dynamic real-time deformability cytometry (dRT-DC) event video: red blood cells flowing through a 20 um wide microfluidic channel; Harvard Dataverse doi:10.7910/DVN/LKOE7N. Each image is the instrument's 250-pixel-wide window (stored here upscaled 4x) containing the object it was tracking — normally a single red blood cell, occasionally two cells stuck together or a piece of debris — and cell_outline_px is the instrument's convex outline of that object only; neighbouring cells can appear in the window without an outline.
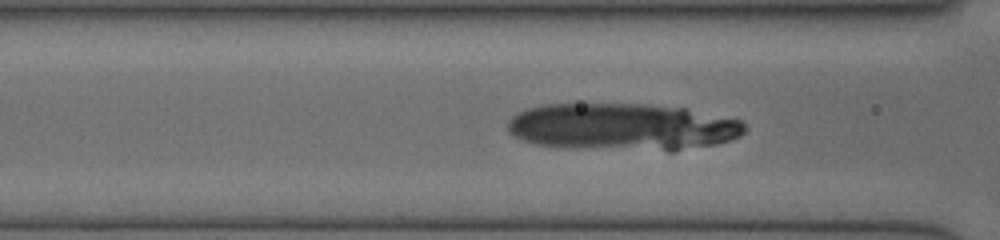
{"species": "human", "species_latin": "Homo sapiens", "temperature_condition": "cold", "stored_images_in_passage": 9, "camera_frame_rate_fps": 3000, "um_per_image_px": 0.085, "donor": {"sex": "female"}, "frame": {"image": 1, "passage_image": 6, "time_ms": 2.667, "image_size_px": [1000, 240], "cell_outline_px": [[744, 132], [740, 136], [716, 144], [672, 152], [668, 152], [564, 148], [536, 144], [524, 140], [508, 132], [508, 120], [516, 112], [528, 108], [544, 104], [648, 104], [684, 108], [740, 120], [744, 124]], "centroid_in_image_um": [52.89, 10.81], "position_along_channel_um": 113.7, "area_um2": 66.01}}